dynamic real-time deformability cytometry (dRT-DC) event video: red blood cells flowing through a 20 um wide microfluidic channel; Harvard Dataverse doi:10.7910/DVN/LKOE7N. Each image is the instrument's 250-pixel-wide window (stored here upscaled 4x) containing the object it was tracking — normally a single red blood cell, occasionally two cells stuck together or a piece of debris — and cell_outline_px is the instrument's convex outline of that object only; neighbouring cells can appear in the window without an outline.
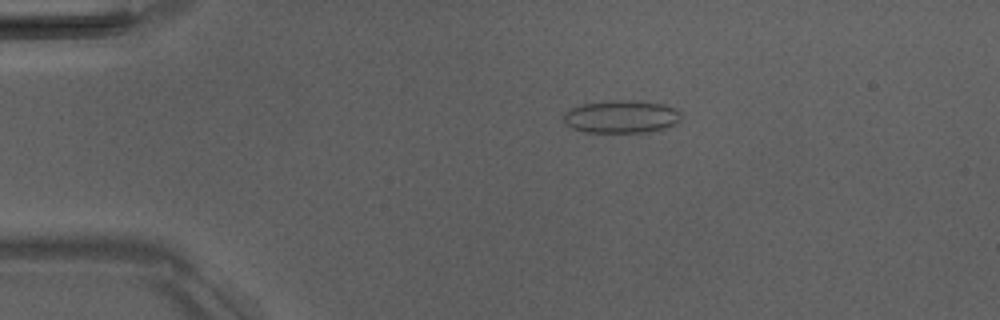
{"species": "Egyptian fruit bat (a non-hibernating species)", "species_latin": "Rousettus aegyptiacus", "temperature_condition": "room temperature", "stored_images_in_passage": 4, "camera_frame_rate_fps": 3000, "um_per_image_px": 0.085, "animal": {"sex": "male"}, "frame": {"image": 1, "passage_image": 2, "time_ms": 1.0, "image_size_px": [1000, 320], "cell_outline_px": [[680, 120], [676, 124], [664, 128], [648, 132], [584, 132], [572, 128], [564, 120], [564, 112], [580, 104], [612, 100], [636, 100], [664, 104], [676, 108], [680, 112]], "centroid_in_image_um": [52.83, 9.91], "position_along_channel_um": 32.2, "area_um2": 22.54}}